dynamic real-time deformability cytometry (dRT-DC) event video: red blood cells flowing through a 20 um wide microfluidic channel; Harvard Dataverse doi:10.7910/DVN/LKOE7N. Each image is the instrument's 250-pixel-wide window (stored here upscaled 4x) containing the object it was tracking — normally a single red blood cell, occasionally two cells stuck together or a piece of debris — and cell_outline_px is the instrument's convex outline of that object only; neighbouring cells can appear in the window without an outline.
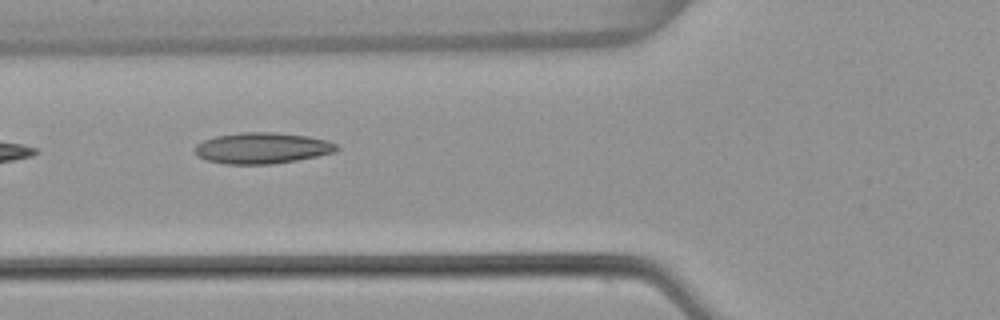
{"species": "common noctule bat (a hibernating species)", "species_latin": "Nyctalus noctula", "temperature_condition": "warm", "stored_images_in_passage": 6, "camera_frame_rate_fps": 3000, "um_per_image_px": 0.085, "animal": {"sex": "female", "body_mass_g": 22.7, "forearm_length_mm": 54.2}, "frame": {"image": 1, "passage_image": 6, "time_ms": 1.667, "image_size_px": [1000, 320], "cell_outline_px": [[340, 148], [336, 152], [296, 160], [272, 164], [224, 164], [208, 160], [196, 156], [196, 144], [204, 140], [216, 136], [240, 132], [276, 132], [308, 136], [328, 140], [336, 144]], "centroid_in_image_um": [22.3, 12.58], "position_along_channel_um": 103.5, "area_um2": 25.72}}